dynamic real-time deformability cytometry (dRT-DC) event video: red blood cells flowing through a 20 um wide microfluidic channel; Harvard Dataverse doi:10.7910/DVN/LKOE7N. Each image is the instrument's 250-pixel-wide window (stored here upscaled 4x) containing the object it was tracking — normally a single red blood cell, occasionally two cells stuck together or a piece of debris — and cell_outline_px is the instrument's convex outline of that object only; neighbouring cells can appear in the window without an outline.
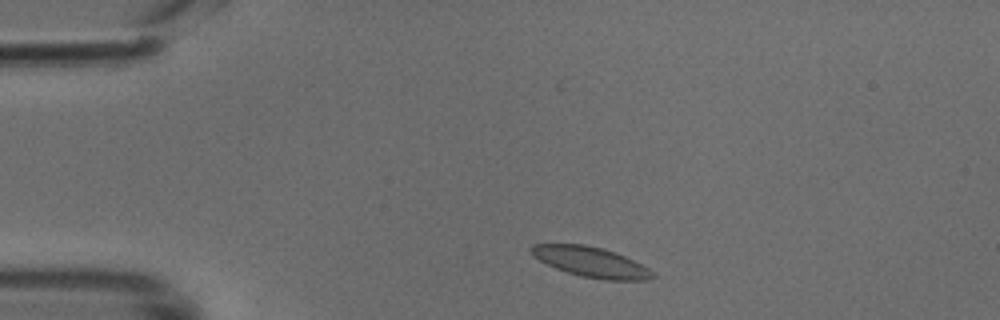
{"species": "common noctule bat (a hibernating species)", "species_latin": "Nyctalus noctula", "temperature_condition": "cold", "stored_images_in_passage": 43, "camera_frame_rate_fps": 3000, "um_per_image_px": 0.085, "animal": {"sex": "male", "body_mass_g": 18.8}, "frame": {"image": 1, "passage_image": 4, "time_ms": 1.0, "image_size_px": [1000, 320], "cell_outline_px": [[656, 276], [648, 280], [608, 280], [580, 276], [556, 268], [532, 256], [528, 248], [532, 244], [584, 244], [604, 248], [624, 256], [648, 268]], "centroid_in_image_um": [50.2, 22.26], "position_along_channel_um": 34.8, "area_um2": 21.21}}
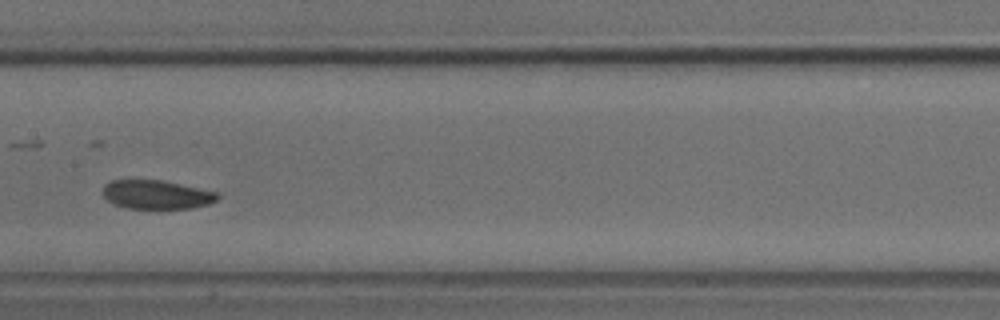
{"frame": {"image": 2, "passage_image": 19, "time_ms": 6.0, "image_size_px": [1000, 320], "cell_outline_px": [[220, 196], [216, 200], [208, 204], [192, 208], [128, 208], [116, 204], [108, 200], [104, 196], [104, 184], [112, 180], [160, 180], [220, 192]], "centroid_in_image_um": [13.35, 16.53], "position_along_channel_um": 194.1, "area_um2": 19.07}}
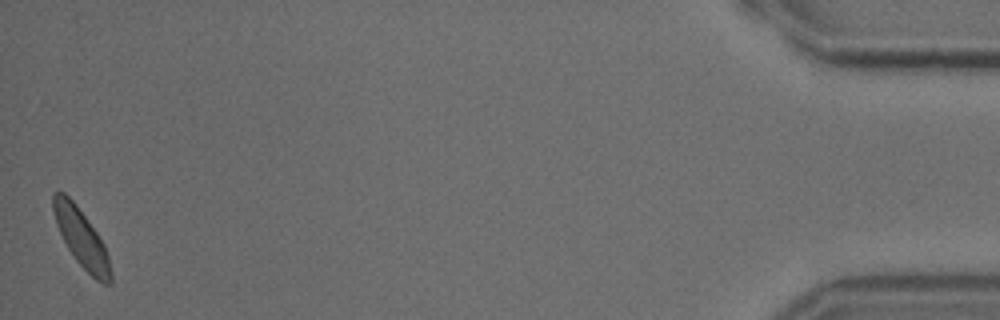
{"frame": {"image": 3, "passage_image": 43, "time_ms": 14.0, "image_size_px": [1000, 320], "cell_outline_px": [[112, 284], [104, 284], [96, 280], [76, 260], [68, 248], [56, 224], [52, 208], [52, 192], [64, 192], [76, 204], [96, 232], [104, 244], [108, 256], [112, 272]], "centroid_in_image_um": [6.92, 20.24], "position_along_channel_um": 428.3, "area_um2": 19.19}}